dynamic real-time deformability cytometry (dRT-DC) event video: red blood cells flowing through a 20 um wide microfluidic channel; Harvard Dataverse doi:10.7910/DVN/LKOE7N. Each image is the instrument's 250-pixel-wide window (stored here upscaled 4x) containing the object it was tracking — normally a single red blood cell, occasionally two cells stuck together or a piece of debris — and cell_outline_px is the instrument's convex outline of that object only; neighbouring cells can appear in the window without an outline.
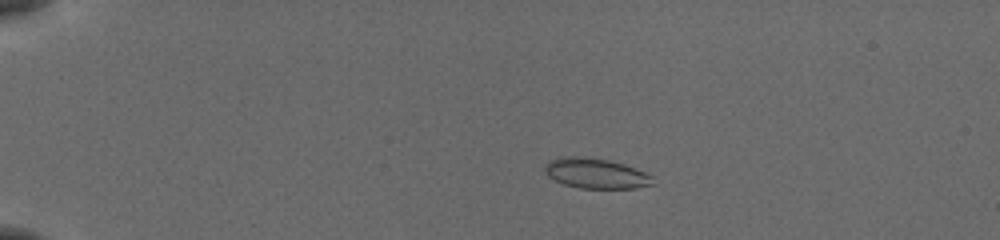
{"species": "common noctule bat (a hibernating species)", "species_latin": "Nyctalus noctula", "temperature_condition": "cold", "stored_images_in_passage": 45, "camera_frame_rate_fps": 3000, "um_per_image_px": 0.085, "animal": {"sex": "female", "body_mass_g": 19.5, "forearm_length_mm": 54.1}, "frame": {"image": 1, "passage_image": 2, "time_ms": 0.333, "image_size_px": [1000, 240], "cell_outline_px": [[656, 184], [636, 188], [580, 188], [564, 184], [548, 176], [544, 172], [544, 164], [548, 160], [564, 156], [576, 156], [608, 160], [624, 164], [644, 172], [652, 176]], "centroid_in_image_um": [50.63, 14.74], "position_along_channel_um": 34.4, "area_um2": 19.02}}
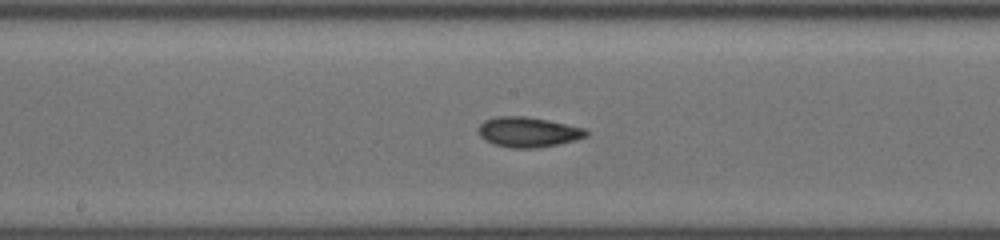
{"frame": {"image": 2, "passage_image": 21, "time_ms": 6.667, "image_size_px": [1000, 240], "cell_outline_px": [[588, 136], [576, 140], [560, 144], [540, 148], [508, 148], [492, 144], [484, 140], [480, 136], [480, 124], [484, 120], [500, 116], [524, 116], [584, 128], [588, 132]], "centroid_in_image_um": [44.89, 11.25], "position_along_channel_um": 203.3, "area_um2": 18.84}}
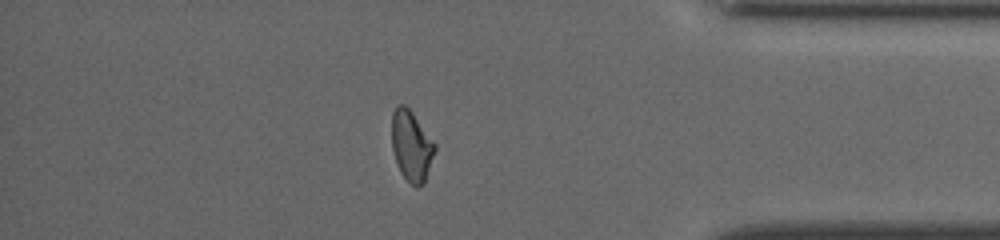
{"frame": {"image": 3, "passage_image": 38, "time_ms": 12.333, "image_size_px": [1000, 240], "cell_outline_px": [[436, 148], [424, 184], [416, 188], [400, 172], [392, 148], [392, 112], [400, 104], [404, 104], [412, 112], [436, 144]], "centroid_in_image_um": [34.98, 12.4], "position_along_channel_um": 400.2, "area_um2": 17.51}, "authors_computed_cell_mechanics": {"area_um2": 18.0914, "velocity_mm_per_s": 3.8573, "shape_relaxation_time_tau1_ms": 10.5335, "shape_relaxation_time_tau2_ms": 1.8371, "deformation_change_tau1": 0.1892, "deformation_change_tau2": 0.0605}}